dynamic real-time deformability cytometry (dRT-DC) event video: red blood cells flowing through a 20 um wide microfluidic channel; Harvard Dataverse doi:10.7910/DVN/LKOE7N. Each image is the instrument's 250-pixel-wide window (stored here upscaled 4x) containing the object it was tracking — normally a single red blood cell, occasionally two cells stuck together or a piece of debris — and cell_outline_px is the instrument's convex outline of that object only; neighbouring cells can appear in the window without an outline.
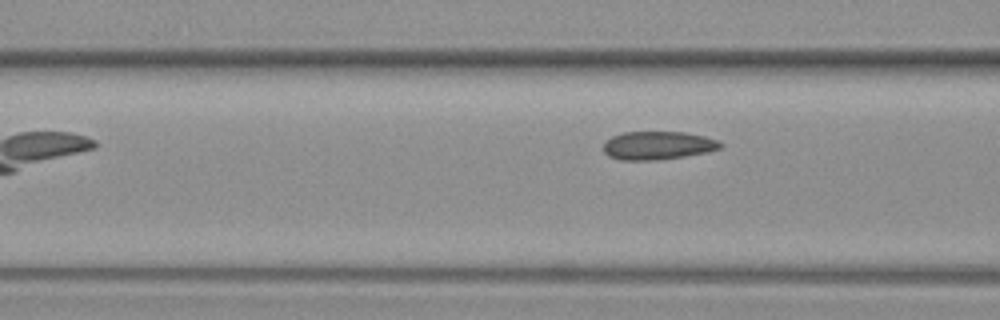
{"species": "common noctule bat (a hibernating species)", "species_latin": "Nyctalus noctula", "temperature_condition": "warm", "stored_images_in_passage": 6, "camera_frame_rate_fps": 3000, "um_per_image_px": 0.085, "animal": {"sex": "female", "body_mass_g": 19.3, "forearm_length_mm": 54.1}, "frame": {"image": 1, "passage_image": 6, "time_ms": 6.667, "image_size_px": [1000, 320], "cell_outline_px": [[724, 144], [720, 148], [704, 152], [684, 156], [656, 160], [620, 160], [608, 156], [604, 152], [604, 144], [612, 136], [624, 132], [684, 132], [704, 136], [716, 140]], "centroid_in_image_um": [55.89, 12.36], "position_along_channel_um": 110.7, "area_um2": 19.07}}